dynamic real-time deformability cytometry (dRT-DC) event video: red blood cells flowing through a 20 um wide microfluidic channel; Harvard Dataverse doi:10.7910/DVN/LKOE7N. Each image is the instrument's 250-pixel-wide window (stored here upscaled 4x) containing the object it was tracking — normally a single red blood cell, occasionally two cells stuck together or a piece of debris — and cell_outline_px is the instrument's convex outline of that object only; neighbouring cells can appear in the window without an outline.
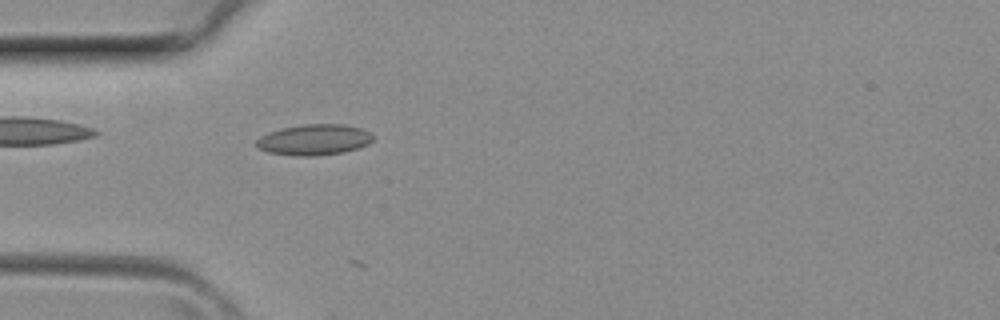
{"species": "common noctule bat (a hibernating species)", "species_latin": "Nyctalus noctula", "temperature_condition": "room temperature", "stored_images_in_passage": 9, "camera_frame_rate_fps": 3000, "um_per_image_px": 0.085, "animal": {"sex": "female", "body_mass_g": 29.2, "forearm_length_mm": 56.3}, "frame": {"image": 1, "passage_image": 4, "time_ms": 1.0, "image_size_px": [1000, 320], "cell_outline_px": [[372, 140], [368, 144], [360, 148], [344, 152], [312, 156], [300, 156], [268, 152], [260, 148], [256, 144], [256, 140], [260, 136], [268, 132], [280, 128], [304, 124], [344, 124], [360, 128], [368, 132], [372, 136]], "centroid_in_image_um": [26.69, 11.87], "position_along_channel_um": 58.3, "area_um2": 20.87}}
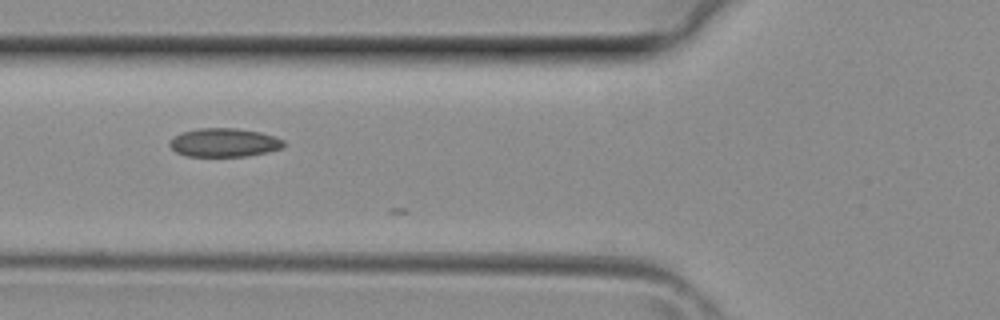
{"frame": {"image": 2, "passage_image": 7, "time_ms": 2.0, "image_size_px": [1000, 320], "cell_outline_px": [[284, 148], [268, 152], [248, 156], [188, 156], [176, 152], [168, 144], [176, 136], [184, 132], [200, 128], [236, 128], [260, 132], [284, 140]], "centroid_in_image_um": [19.09, 12.12], "position_along_channel_um": 106.7, "area_um2": 18.84}}